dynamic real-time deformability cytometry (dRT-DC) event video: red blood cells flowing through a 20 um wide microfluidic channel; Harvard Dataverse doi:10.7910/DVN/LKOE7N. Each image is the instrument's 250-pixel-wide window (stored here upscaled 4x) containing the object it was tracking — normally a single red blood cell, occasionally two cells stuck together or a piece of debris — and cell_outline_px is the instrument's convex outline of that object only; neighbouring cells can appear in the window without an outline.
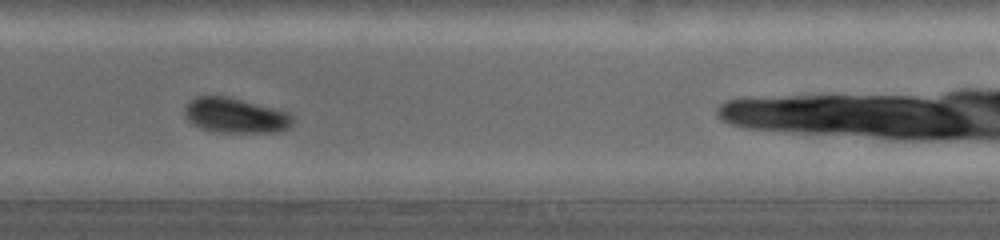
{"species": "common noctule bat (a hibernating species)", "species_latin": "Nyctalus noctula", "temperature_condition": "warm", "stored_images_in_passage": 14, "camera_frame_rate_fps": 5000, "um_per_image_px": 0.085, "animal": {"sex": "female", "body_mass_g": 19.0, "forearm_length_mm": 53.3}, "frame": {"image": 1, "passage_image": 12, "time_ms": 4.8, "image_size_px": [1000, 240], "cell_outline_px": [[292, 124], [288, 128], [280, 132], [212, 132], [200, 128], [192, 124], [184, 116], [184, 104], [188, 100], [196, 96], [228, 96], [288, 112], [292, 116]], "centroid_in_image_um": [19.94, 9.81], "position_along_channel_um": 269.1, "area_um2": 22.31}}